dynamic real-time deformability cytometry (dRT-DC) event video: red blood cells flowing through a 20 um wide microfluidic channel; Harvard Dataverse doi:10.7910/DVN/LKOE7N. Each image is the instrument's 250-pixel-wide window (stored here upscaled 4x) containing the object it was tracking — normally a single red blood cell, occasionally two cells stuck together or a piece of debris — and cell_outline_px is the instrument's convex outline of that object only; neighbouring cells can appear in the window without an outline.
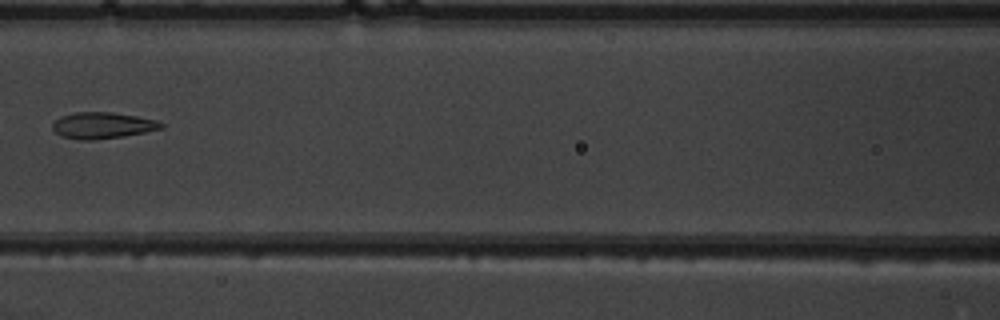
{"species": "common noctule bat (a hibernating species)", "species_latin": "Nyctalus noctula", "temperature_condition": "warm", "stored_images_in_passage": 5, "camera_frame_rate_fps": 3000, "um_per_image_px": 0.085, "animal": {"sex": "male", "body_mass_g": 19.5, "forearm_length_mm": 54.6}, "frame": {"image": 1, "passage_image": 4, "time_ms": 3.667, "image_size_px": [1000, 320], "cell_outline_px": [[164, 128], [124, 136], [92, 140], [80, 140], [60, 136], [52, 128], [52, 124], [60, 116], [76, 112], [112, 112], [136, 116], [156, 120], [164, 124]], "centroid_in_image_um": [8.7, 10.66], "position_along_channel_um": 157.9, "area_um2": 16.65}}
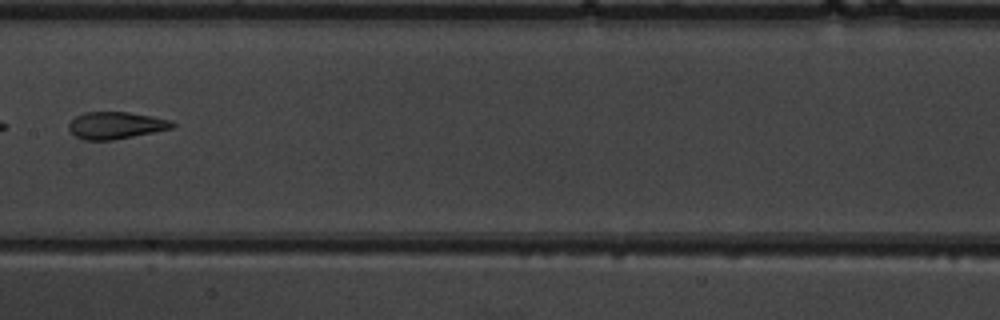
{"frame": {"image": 2, "passage_image": 5, "time_ms": 4.667, "image_size_px": [1000, 320], "cell_outline_px": [[176, 124], [172, 128], [112, 140], [84, 140], [76, 136], [68, 128], [68, 124], [76, 116], [84, 112], [128, 112], [152, 116], [172, 120]], "centroid_in_image_um": [9.84, 10.64], "position_along_channel_um": 197.6, "area_um2": 16.18}}